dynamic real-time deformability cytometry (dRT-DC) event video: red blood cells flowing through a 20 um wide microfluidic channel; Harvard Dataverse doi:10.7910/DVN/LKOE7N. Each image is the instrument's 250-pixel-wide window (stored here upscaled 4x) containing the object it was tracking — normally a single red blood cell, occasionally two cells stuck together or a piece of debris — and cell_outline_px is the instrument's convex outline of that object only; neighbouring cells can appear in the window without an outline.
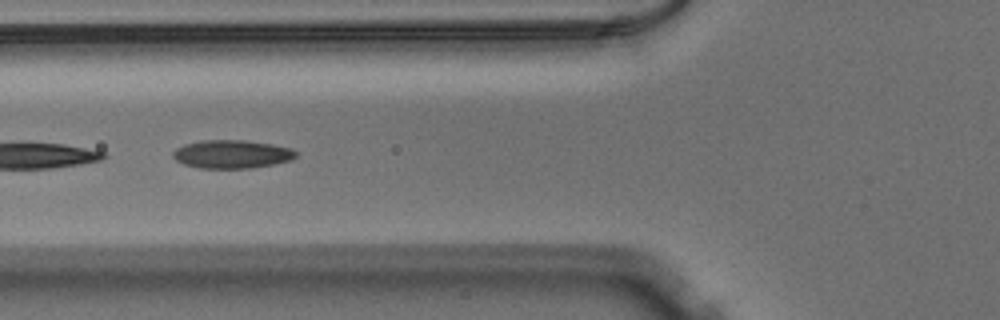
{"species": "Egyptian fruit bat (a non-hibernating species)", "species_latin": "Rousettus aegyptiacus", "temperature_condition": "warm", "stored_images_in_passage": 22, "segment_of_instrument_passage": [2, 2], "camera_frame_rate_fps": 3000, "um_per_image_px": 0.085, "animal": {"sex": "male"}, "frame": {"image": 1, "passage_image": 20, "time_ms": 6.333, "image_size_px": [1000, 320], "cell_outline_px": [[296, 156], [292, 160], [272, 164], [248, 168], [200, 168], [184, 164], [176, 160], [172, 156], [172, 152], [176, 148], [184, 144], [200, 140], [244, 140], [272, 144], [292, 148], [296, 152]], "centroid_in_image_um": [19.69, 13.09], "position_along_channel_um": 106.1, "area_um2": 20.29}}